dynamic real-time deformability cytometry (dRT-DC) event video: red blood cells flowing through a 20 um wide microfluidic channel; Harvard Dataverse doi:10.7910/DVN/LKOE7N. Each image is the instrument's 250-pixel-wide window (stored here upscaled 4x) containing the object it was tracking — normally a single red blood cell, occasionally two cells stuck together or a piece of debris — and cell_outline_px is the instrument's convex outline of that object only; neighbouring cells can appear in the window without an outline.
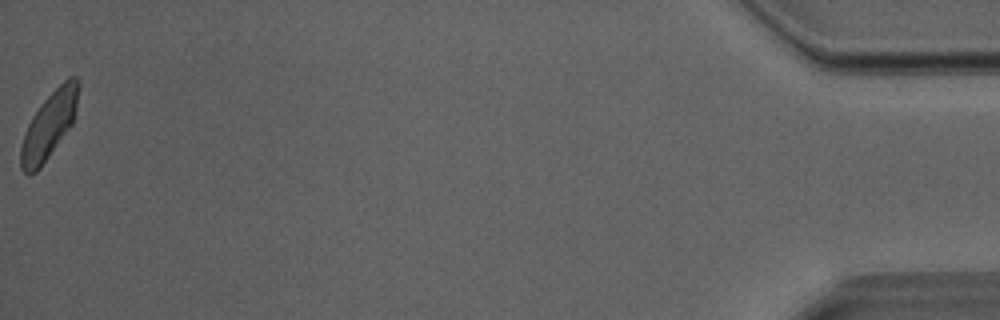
{"species": "Egyptian fruit bat (a non-hibernating species)", "species_latin": "Rousettus aegyptiacus", "temperature_condition": "room temperature", "stored_images_in_passage": 38, "camera_frame_rate_fps": 3000, "um_per_image_px": 0.085, "animal": {"sex": "male"}, "frame": {"image": 1, "passage_image": 38, "time_ms": 12.333, "image_size_px": [1000, 320], "cell_outline_px": [[80, 88], [76, 108], [72, 124], [40, 168], [36, 172], [28, 176], [20, 168], [20, 148], [24, 132], [32, 116], [44, 100], [68, 76], [76, 76], [80, 84]], "centroid_in_image_um": [4.16, 10.65], "position_along_channel_um": 431.0, "area_um2": 22.31}}